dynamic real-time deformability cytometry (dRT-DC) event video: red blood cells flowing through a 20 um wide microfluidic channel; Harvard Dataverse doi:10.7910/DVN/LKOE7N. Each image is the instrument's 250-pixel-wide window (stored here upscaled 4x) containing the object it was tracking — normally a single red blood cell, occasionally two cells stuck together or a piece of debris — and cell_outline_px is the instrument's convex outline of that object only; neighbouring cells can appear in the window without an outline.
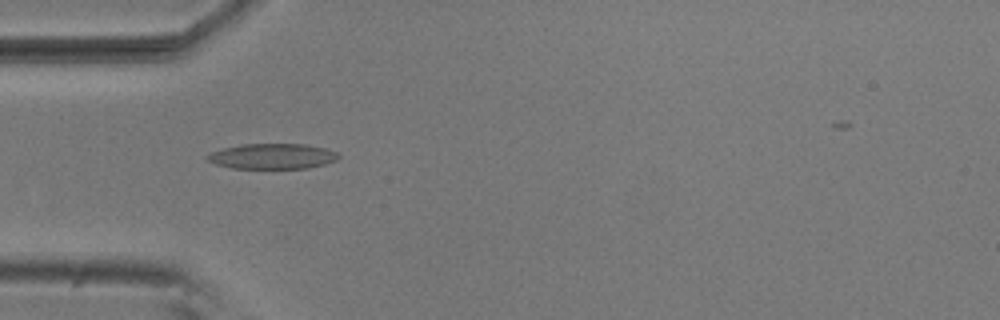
{"species": "common noctule bat (a hibernating species)", "species_latin": "Nyctalus noctula", "temperature_condition": "room temperature", "stored_images_in_passage": 4, "camera_frame_rate_fps": 3000, "um_per_image_px": 0.085, "animal": {"sex": "male", "body_mass_g": 20.5, "forearm_length_mm": 52.5}, "frame": {"image": 1, "passage_image": 3, "time_ms": 0.667, "image_size_px": [1000, 320], "cell_outline_px": [[340, 156], [336, 160], [324, 164], [308, 168], [232, 168], [216, 164], [208, 160], [204, 156], [212, 152], [224, 148], [240, 144], [304, 144], [328, 148], [336, 152]], "centroid_in_image_um": [23.16, 13.27], "position_along_channel_um": 61.8, "area_um2": 19.36}}
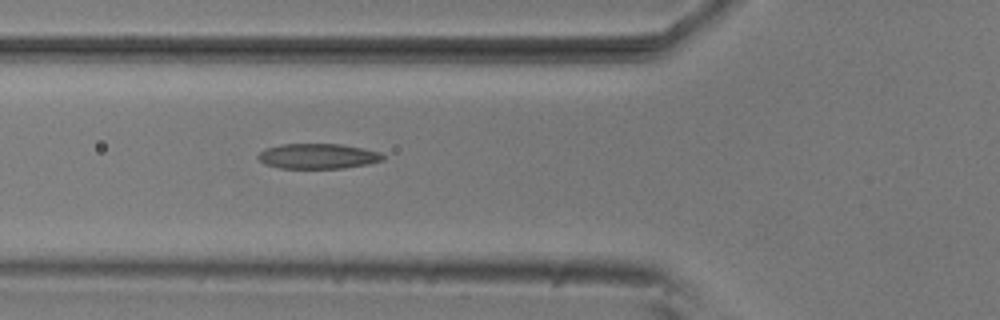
{"frame": {"image": 2, "passage_image": 4, "time_ms": 1.0, "image_size_px": [1000, 320], "cell_outline_px": [[384, 160], [368, 164], [340, 168], [280, 168], [264, 164], [256, 156], [260, 152], [268, 148], [280, 144], [340, 144], [364, 148], [380, 152], [384, 156]], "centroid_in_image_um": [27.03, 13.27], "position_along_channel_um": 98.8, "area_um2": 18.26}}